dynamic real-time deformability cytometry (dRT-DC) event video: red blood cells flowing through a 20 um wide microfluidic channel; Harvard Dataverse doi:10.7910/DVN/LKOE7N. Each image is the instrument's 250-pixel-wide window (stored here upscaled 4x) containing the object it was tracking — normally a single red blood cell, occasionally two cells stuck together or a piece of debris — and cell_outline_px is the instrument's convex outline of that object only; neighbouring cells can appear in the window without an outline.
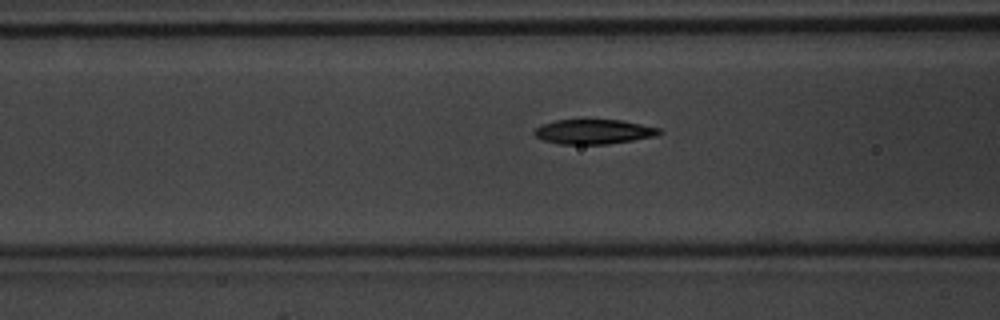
{"species": "common noctule bat (a hibernating species)", "species_latin": "Nyctalus noctula", "temperature_condition": "warm", "stored_images_in_passage": 37, "segment_of_instrument_passage": [1, 2], "camera_frame_rate_fps": 3000, "um_per_image_px": 0.085, "animal": {"sex": "male", "body_mass_g": 20.1, "forearm_length_mm": 53.5}, "frame": {"image": 1, "passage_image": 7, "time_ms": 2.0, "image_size_px": [1000, 320], "cell_outline_px": [[664, 132], [656, 136], [608, 144], [560, 144], [544, 140], [536, 136], [532, 132], [536, 128], [544, 124], [556, 120], [620, 120], [660, 128]], "centroid_in_image_um": [50.49, 11.2], "position_along_channel_um": 116.1, "area_um2": 17.8}}
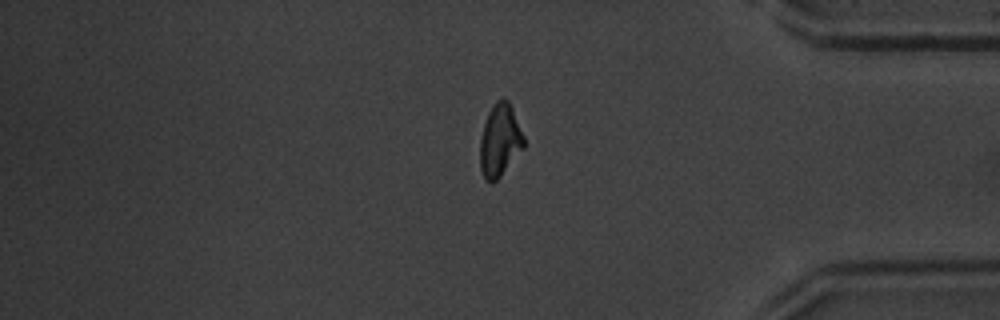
{"frame": {"image": 2, "passage_image": 28, "time_ms": 9.0, "image_size_px": [1000, 320], "cell_outline_px": [[524, 148], [500, 176], [492, 184], [484, 176], [480, 168], [480, 140], [484, 124], [488, 112], [492, 104], [496, 100], [508, 100], [512, 108], [524, 136]], "centroid_in_image_um": [42.49, 11.93], "position_along_channel_um": 392.7, "area_um2": 18.32}}
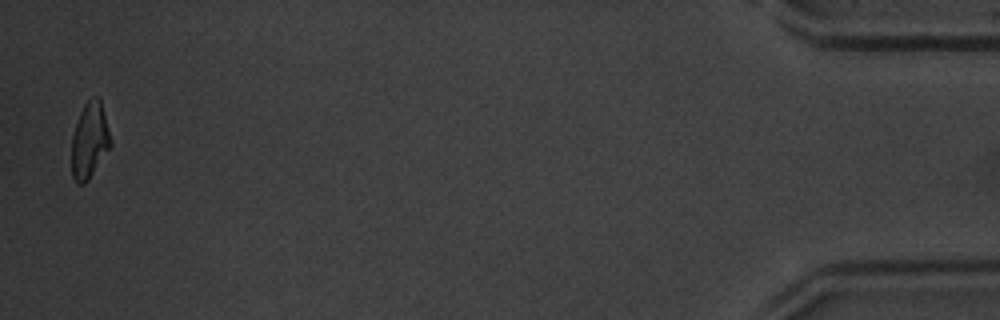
{"frame": {"image": 3, "passage_image": 35, "time_ms": 11.333, "image_size_px": [1000, 320], "cell_outline_px": [[112, 144], [88, 180], [84, 184], [76, 184], [72, 176], [72, 136], [80, 112], [84, 104], [92, 96], [100, 96]], "centroid_in_image_um": [7.61, 11.92], "position_along_channel_um": 427.6, "area_um2": 17.17}}